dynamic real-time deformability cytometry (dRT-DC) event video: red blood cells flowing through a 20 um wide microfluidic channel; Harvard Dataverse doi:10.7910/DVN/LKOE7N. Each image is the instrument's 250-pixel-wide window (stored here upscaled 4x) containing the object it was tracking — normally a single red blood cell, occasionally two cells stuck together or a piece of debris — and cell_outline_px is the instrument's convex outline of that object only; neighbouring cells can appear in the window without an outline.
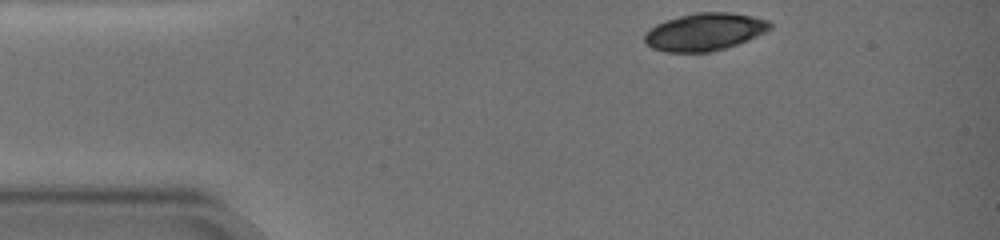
{"species": "common noctule bat (a hibernating species)", "species_latin": "Nyctalus noctula", "temperature_condition": "warm", "stored_images_in_passage": 50, "camera_frame_rate_fps": 3000, "um_per_image_px": 0.085, "animal": {"sex": "female", "body_mass_g": 19.0, "forearm_length_mm": 51.5}, "frame": {"image": 1, "passage_image": 1, "time_ms": 0.0, "image_size_px": [1000, 240], "cell_outline_px": [[772, 24], [768, 28], [744, 40], [724, 48], [708, 52], [668, 52], [656, 48], [648, 44], [644, 40], [644, 36], [656, 24], [680, 16], [696, 12], [732, 12], [752, 16], [768, 20]], "centroid_in_image_um": [59.86, 2.69], "position_along_channel_um": 25.1, "area_um2": 26.47}}
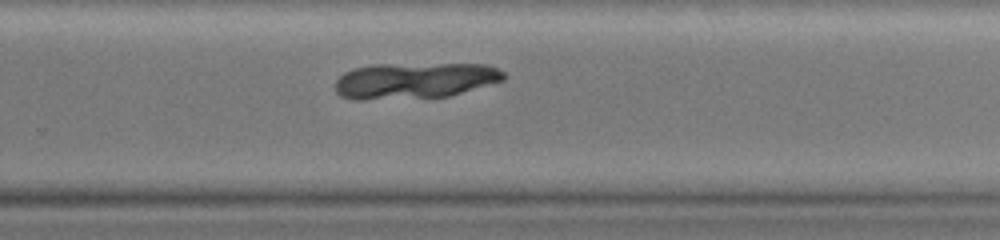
{"frame": {"image": 2, "passage_image": 35, "time_ms": 11.333, "image_size_px": [1000, 240], "cell_outline_px": [[504, 80], [448, 96], [364, 100], [352, 100], [340, 96], [336, 92], [336, 80], [344, 72], [352, 68], [372, 64], [488, 64], [504, 72]], "centroid_in_image_um": [35.19, 6.84], "position_along_channel_um": 294.6, "area_um2": 35.49}}
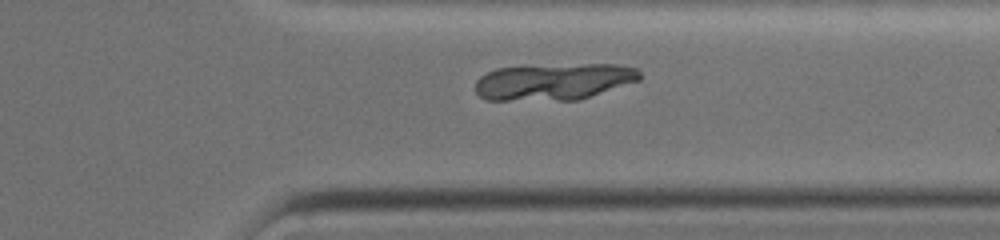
{"frame": {"image": 3, "passage_image": 42, "time_ms": 13.667, "image_size_px": [1000, 240], "cell_outline_px": [[644, 76], [640, 80], [580, 100], [484, 100], [476, 92], [476, 80], [480, 76], [496, 68], [584, 64], [616, 64], [636, 68]], "centroid_in_image_um": [47.1, 6.95], "position_along_channel_um": 364.3, "area_um2": 35.14}}